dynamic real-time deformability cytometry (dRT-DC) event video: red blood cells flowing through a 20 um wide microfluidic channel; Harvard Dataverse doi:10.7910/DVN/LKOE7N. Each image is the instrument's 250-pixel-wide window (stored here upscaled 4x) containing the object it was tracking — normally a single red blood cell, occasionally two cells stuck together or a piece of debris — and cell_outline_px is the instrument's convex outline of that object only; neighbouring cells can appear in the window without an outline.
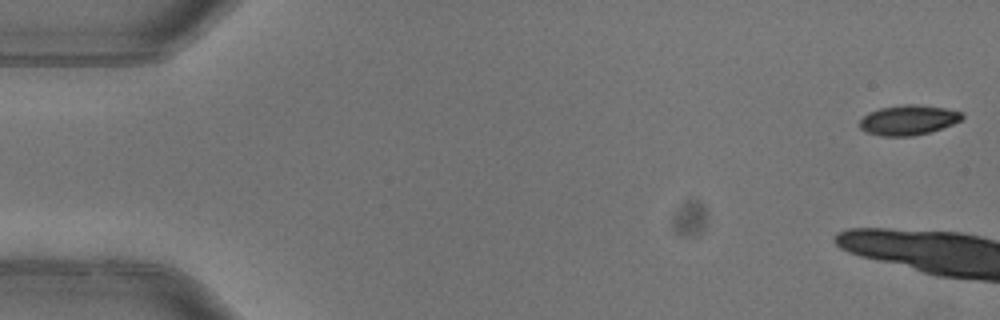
{"species": "common noctule bat (a hibernating species)", "species_latin": "Nyctalus noctula", "temperature_condition": "warm", "stored_images_in_passage": 4, "camera_frame_rate_fps": 3000, "um_per_image_px": 0.085, "animal": {"sex": "female"}, "frame": {"image": 1, "passage_image": 1, "time_ms": 0.0, "image_size_px": [1000, 320], "cell_outline_px": [[964, 116], [960, 120], [952, 124], [928, 132], [912, 136], [880, 136], [864, 132], [860, 128], [860, 120], [868, 112], [880, 108], [904, 104], [916, 104], [944, 108], [964, 112]], "centroid_in_image_um": [77.18, 10.2], "position_along_channel_um": 7.8, "area_um2": 17.86}}